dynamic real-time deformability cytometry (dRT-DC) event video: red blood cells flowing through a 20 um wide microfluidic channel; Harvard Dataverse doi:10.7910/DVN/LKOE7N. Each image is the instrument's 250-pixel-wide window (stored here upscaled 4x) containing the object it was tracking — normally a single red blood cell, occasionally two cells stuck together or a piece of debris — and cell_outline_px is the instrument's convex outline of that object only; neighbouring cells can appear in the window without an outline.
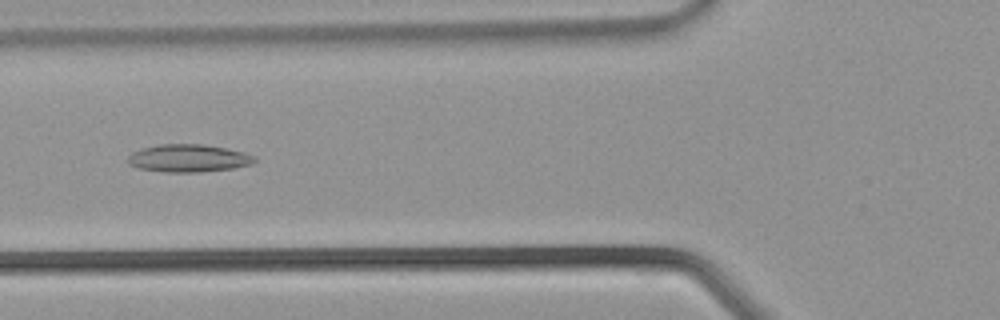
{"species": "common noctule bat (a hibernating species)", "species_latin": "Nyctalus noctula", "temperature_condition": "warm", "stored_images_in_passage": 35, "camera_frame_rate_fps": 3000, "um_per_image_px": 0.085, "animal": {"sex": "male", "body_mass_g": 21.5, "forearm_length_mm": 52.0}, "frame": {"image": 1, "passage_image": 14, "time_ms": 4.333, "image_size_px": [1000, 320], "cell_outline_px": [[256, 160], [252, 164], [232, 168], [200, 172], [164, 172], [140, 168], [128, 164], [128, 156], [132, 152], [144, 148], [160, 144], [204, 144], [244, 152], [256, 156]], "centroid_in_image_um": [16.03, 13.45], "position_along_channel_um": 109.8, "area_um2": 20.35}}
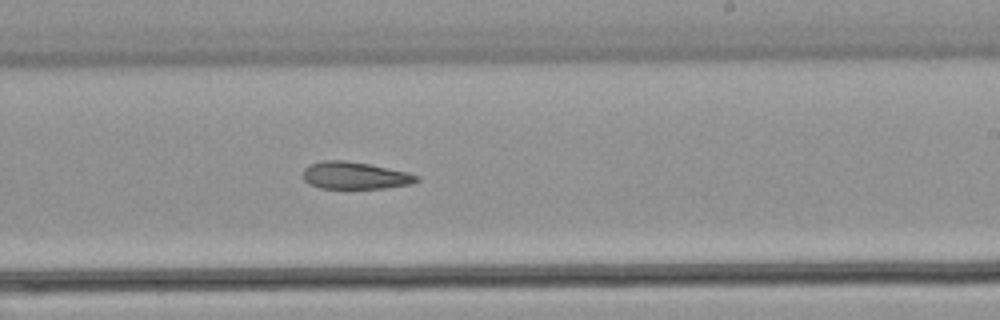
{"frame": {"image": 2, "passage_image": 22, "time_ms": 7.0, "image_size_px": [1000, 320], "cell_outline_px": [[420, 180], [412, 184], [384, 188], [320, 188], [308, 184], [304, 180], [304, 168], [308, 164], [324, 160], [344, 160], [368, 164], [408, 172], [420, 176]], "centroid_in_image_um": [30.18, 14.92], "position_along_channel_um": 258.8, "area_um2": 18.09}}
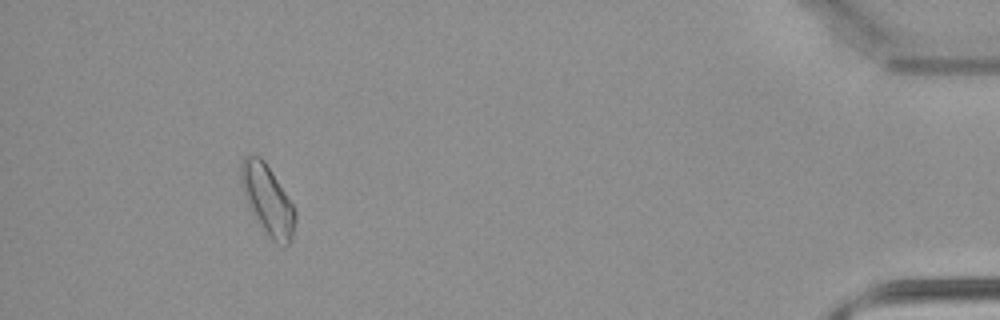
{"frame": {"image": 3, "passage_image": 34, "time_ms": 11.0, "image_size_px": [1000, 320], "cell_outline_px": [[296, 220], [292, 240], [284, 248], [272, 240], [264, 232], [256, 220], [248, 204], [240, 180], [240, 164], [244, 156], [260, 156], [264, 160], [296, 208]], "centroid_in_image_um": [22.77, 17.03], "position_along_channel_um": 412.4, "area_um2": 22.2}}